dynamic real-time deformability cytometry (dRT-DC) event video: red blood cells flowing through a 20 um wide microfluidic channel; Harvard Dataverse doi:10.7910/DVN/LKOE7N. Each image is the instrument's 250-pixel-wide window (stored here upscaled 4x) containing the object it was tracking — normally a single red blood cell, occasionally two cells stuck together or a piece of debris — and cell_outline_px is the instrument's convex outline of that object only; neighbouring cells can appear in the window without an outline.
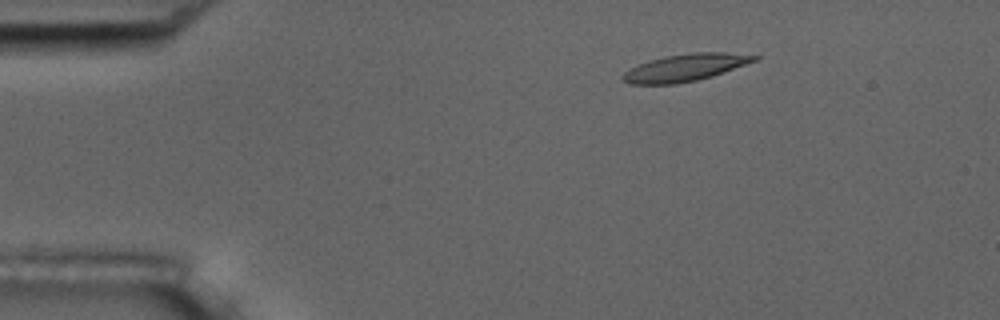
{"species": "common noctule bat (a hibernating species)", "species_latin": "Nyctalus noctula", "temperature_condition": "room temperature", "stored_images_in_passage": 5, "camera_frame_rate_fps": 3000, "um_per_image_px": 0.085, "animal": {"sex": "male", "body_mass_g": 17.5, "forearm_length_mm": 52.3}, "frame": {"image": 1, "passage_image": 3, "time_ms": 2.333, "image_size_px": [1000, 320], "cell_outline_px": [[760, 56], [756, 60], [712, 76], [696, 80], [676, 84], [628, 84], [620, 76], [624, 72], [648, 60], [664, 56], [692, 52], [724, 52]], "centroid_in_image_um": [58.2, 5.74], "position_along_channel_um": 26.8, "area_um2": 20.63}}